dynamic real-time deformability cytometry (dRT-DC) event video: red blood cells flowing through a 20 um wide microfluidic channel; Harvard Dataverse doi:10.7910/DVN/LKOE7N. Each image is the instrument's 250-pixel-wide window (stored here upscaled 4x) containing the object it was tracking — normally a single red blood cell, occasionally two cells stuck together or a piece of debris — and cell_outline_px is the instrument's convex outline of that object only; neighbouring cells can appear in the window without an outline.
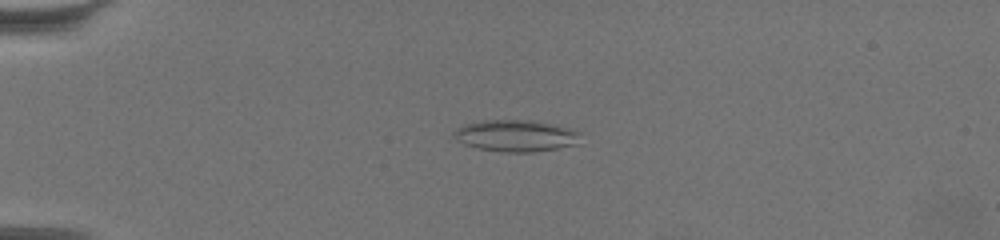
{"species": "common noctule bat (a hibernating species)", "species_latin": "Nyctalus noctula", "temperature_condition": "warm", "stored_images_in_passage": 61, "camera_frame_rate_fps": 3000, "um_per_image_px": 0.085, "animal": {"sex": "female", "body_mass_g": 19.5, "forearm_length_mm": 54.1}, "frame": {"image": 1, "passage_image": 16, "time_ms": 5.0, "image_size_px": [1000, 240], "cell_outline_px": [[584, 132], [580, 144], [536, 152], [504, 152], [480, 148], [464, 144], [456, 140], [452, 136], [452, 132], [456, 128], [464, 124], [484, 120], [536, 120], [572, 128]], "centroid_in_image_um": [43.93, 11.53], "position_along_channel_um": 41.1, "area_um2": 23.99}}
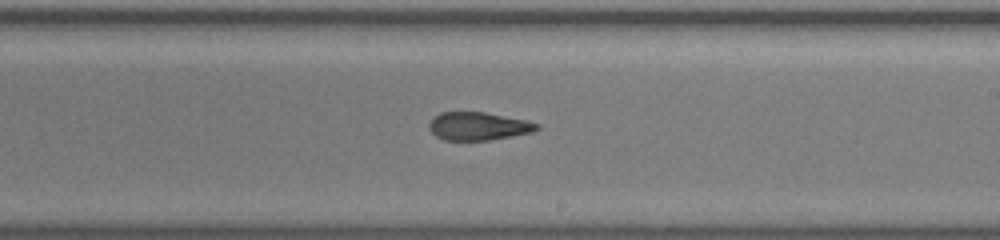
{"frame": {"image": 2, "passage_image": 38, "time_ms": 12.333, "image_size_px": [1000, 240], "cell_outline_px": [[540, 128], [532, 132], [488, 140], [444, 140], [436, 136], [428, 128], [428, 124], [440, 112], [484, 112], [524, 120], [540, 124]], "centroid_in_image_um": [40.64, 10.73], "position_along_channel_um": 248.4, "area_um2": 17.4}}
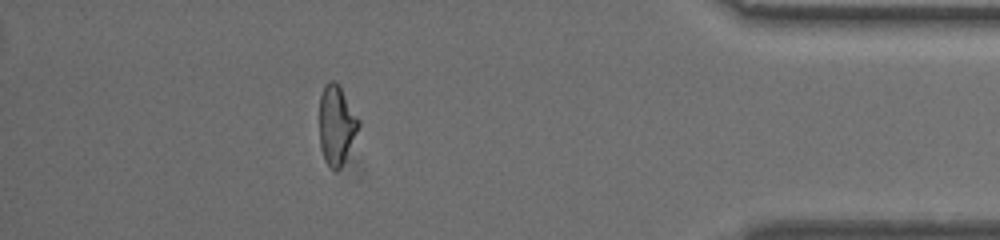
{"frame": {"image": 3, "passage_image": 55, "time_ms": 18.0, "image_size_px": [1000, 240], "cell_outline_px": [[360, 124], [344, 160], [340, 168], [336, 172], [324, 160], [320, 144], [320, 96], [324, 84], [328, 80], [336, 80], [360, 120]], "centroid_in_image_um": [28.59, 10.58], "position_along_channel_um": 406.6, "area_um2": 17.92}, "authors_computed_cell_mechanics": {"area_um2": 18.3804, "velocity_mm_per_s": 3.4514, "shape_relaxation_time_tau1_ms": null, "shape_relaxation_time_tau2_ms": 2.6901, "deformation_change_tau1": null, "deformation_change_tau2": 0.1111}}